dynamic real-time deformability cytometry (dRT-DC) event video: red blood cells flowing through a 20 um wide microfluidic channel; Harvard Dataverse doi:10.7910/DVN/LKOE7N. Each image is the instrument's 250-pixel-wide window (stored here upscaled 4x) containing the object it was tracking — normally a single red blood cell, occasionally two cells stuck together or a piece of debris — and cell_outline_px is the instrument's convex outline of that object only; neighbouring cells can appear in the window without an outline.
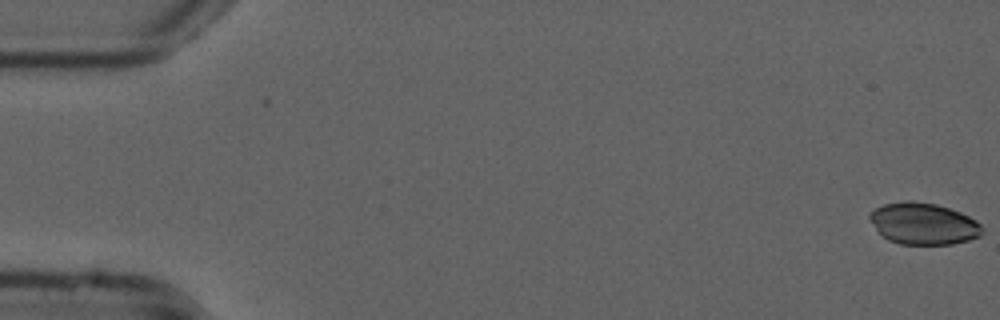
{"species": "common noctule bat (a hibernating species)", "species_latin": "Nyctalus noctula", "temperature_condition": "cold", "stored_images_in_passage": 2, "camera_frame_rate_fps": 3000, "um_per_image_px": 0.085, "animal": {"sex": "male", "forearm_length_mm": 52.5}, "frame": {"image": 1, "passage_image": 2, "time_ms": 0.333, "image_size_px": [1000, 320], "cell_outline_px": [[984, 232], [980, 236], [968, 240], [952, 244], [900, 244], [888, 240], [876, 228], [868, 216], [876, 208], [884, 204], [904, 200], [912, 200], [936, 204], [960, 212], [976, 220], [984, 228]], "centroid_in_image_um": [78.52, 19.01], "position_along_channel_um": 6.5, "area_um2": 27.22}}